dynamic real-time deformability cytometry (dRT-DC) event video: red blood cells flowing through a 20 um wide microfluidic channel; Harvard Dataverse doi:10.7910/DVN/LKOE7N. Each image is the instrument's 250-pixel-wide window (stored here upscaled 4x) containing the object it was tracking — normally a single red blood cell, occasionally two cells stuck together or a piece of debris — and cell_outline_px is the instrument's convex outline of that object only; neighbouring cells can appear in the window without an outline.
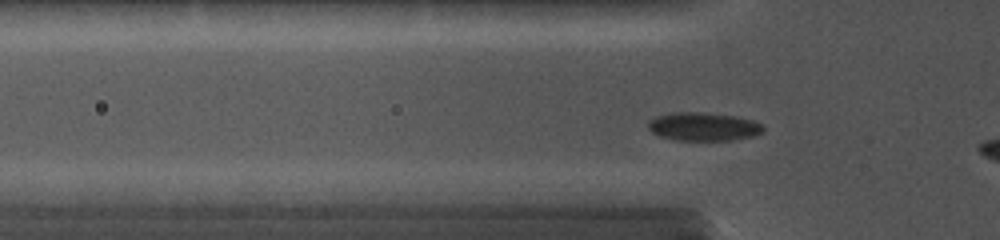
{"species": "common noctule bat (a hibernating species)", "species_latin": "Nyctalus noctula", "temperature_condition": "cold", "stored_images_in_passage": 60, "camera_frame_rate_fps": 5000, "um_per_image_px": 0.085, "animal": {"sex": "female", "body_mass_g": 19.0, "forearm_length_mm": 56.7}, "frame": {"image": 1, "passage_image": 11, "time_ms": 2.0, "image_size_px": [1000, 240], "cell_outline_px": [[764, 128], [760, 132], [752, 136], [732, 140], [672, 140], [660, 136], [652, 132], [648, 128], [648, 120], [656, 116], [672, 112], [704, 112], [736, 116], [752, 120], [760, 124]], "centroid_in_image_um": [59.73, 10.75], "position_along_channel_um": 66.1, "area_um2": 19.02}}
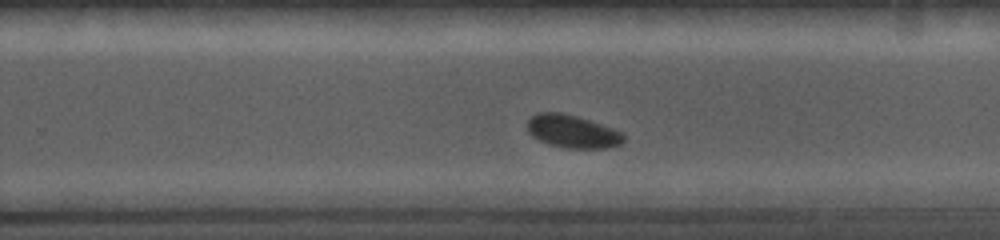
{"frame": {"image": 2, "passage_image": 38, "time_ms": 7.4, "image_size_px": [1000, 240], "cell_outline_px": [[624, 140], [620, 144], [604, 148], [564, 148], [548, 144], [532, 136], [528, 132], [528, 120], [532, 116], [540, 112], [560, 112], [576, 116], [624, 132]], "centroid_in_image_um": [48.65, 11.18], "position_along_channel_um": 281.1, "area_um2": 18.32}}
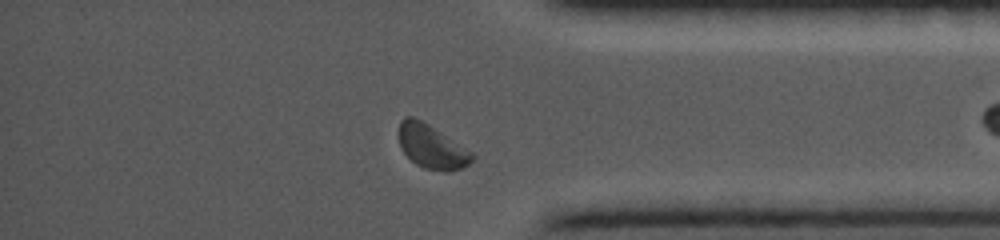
{"frame": {"image": 3, "passage_image": 53, "time_ms": 10.4, "image_size_px": [1000, 240], "cell_outline_px": [[476, 156], [468, 164], [460, 168], [448, 172], [444, 172], [424, 168], [416, 164], [400, 148], [396, 132], [400, 120], [404, 116], [412, 116], [428, 124], [472, 152]], "centroid_in_image_um": [36.63, 12.45], "position_along_channel_um": 398.6, "area_um2": 18.84}}